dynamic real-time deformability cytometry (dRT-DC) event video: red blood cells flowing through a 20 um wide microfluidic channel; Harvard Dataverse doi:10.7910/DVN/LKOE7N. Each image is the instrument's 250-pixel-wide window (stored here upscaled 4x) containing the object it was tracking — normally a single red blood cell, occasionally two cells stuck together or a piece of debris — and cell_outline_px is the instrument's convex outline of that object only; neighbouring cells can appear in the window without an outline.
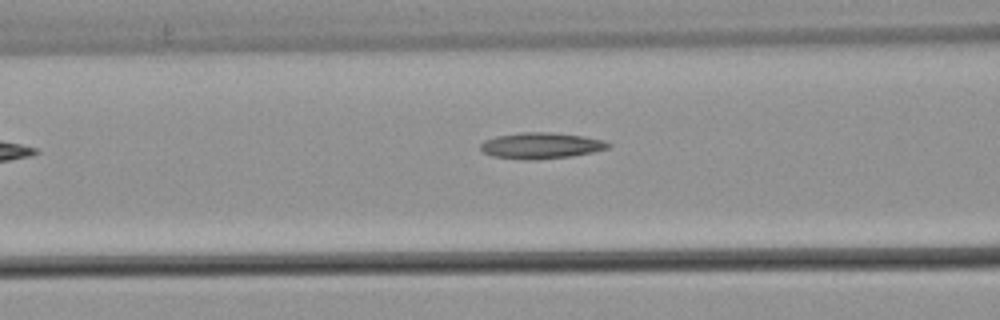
{"species": "common noctule bat (a hibernating species)", "species_latin": "Nyctalus noctula", "temperature_condition": "warm", "stored_images_in_passage": 6, "camera_frame_rate_fps": 3000, "um_per_image_px": 0.085, "animal": {"sex": "male", "body_mass_g": 21.5, "forearm_length_mm": 52.0}, "frame": {"image": 1, "passage_image": 4, "time_ms": 1.0, "image_size_px": [1000, 320], "cell_outline_px": [[612, 144], [608, 148], [592, 152], [572, 156], [532, 160], [524, 160], [492, 156], [484, 152], [480, 148], [480, 144], [484, 140], [496, 136], [520, 132], [552, 132], [584, 136], [604, 140]], "centroid_in_image_um": [45.98, 12.37], "position_along_channel_um": 120.6, "area_um2": 19.54}}